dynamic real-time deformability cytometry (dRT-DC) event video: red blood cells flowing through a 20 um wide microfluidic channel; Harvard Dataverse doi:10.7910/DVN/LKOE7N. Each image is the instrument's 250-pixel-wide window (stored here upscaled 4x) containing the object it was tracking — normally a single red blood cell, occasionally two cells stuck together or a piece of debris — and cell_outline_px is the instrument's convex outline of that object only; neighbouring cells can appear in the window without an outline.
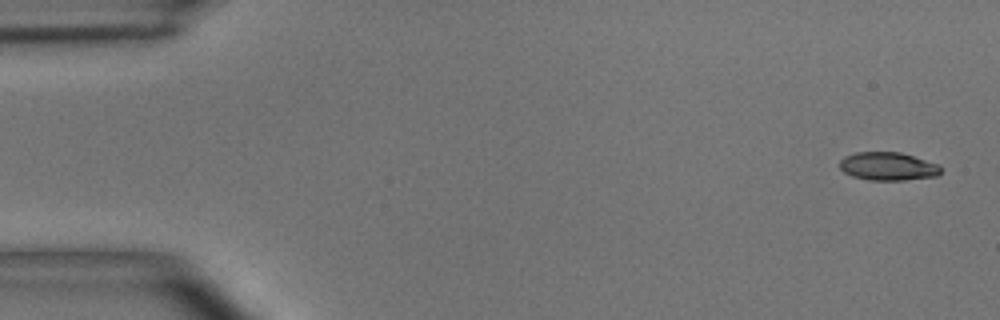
{"species": "common noctule bat (a hibernating species)", "species_latin": "Nyctalus noctula", "temperature_condition": "room temperature", "stored_images_in_passage": 7, "camera_frame_rate_fps": 3000, "um_per_image_px": 0.085, "animal": {"sex": "male", "body_mass_g": 15.6}, "frame": {"image": 1, "passage_image": 1, "time_ms": 0.0, "image_size_px": [1000, 320], "cell_outline_px": [[944, 168], [936, 176], [904, 180], [868, 180], [852, 176], [844, 172], [840, 168], [840, 160], [844, 156], [856, 152], [900, 152], [940, 164]], "centroid_in_image_um": [75.5, 14.13], "position_along_channel_um": 9.5, "area_um2": 16.76}}
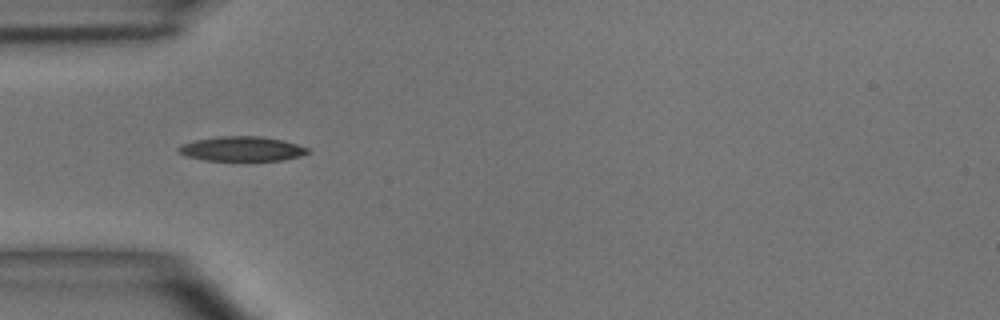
{"frame": {"image": 2, "passage_image": 4, "time_ms": 4.667, "image_size_px": [1000, 320], "cell_outline_px": [[312, 152], [300, 156], [280, 160], [248, 164], [204, 160], [184, 156], [176, 152], [176, 148], [180, 144], [196, 140], [220, 136], [260, 136], [284, 140], [308, 148]], "centroid_in_image_um": [20.53, 12.7], "position_along_channel_um": 64.5, "area_um2": 19.77}}
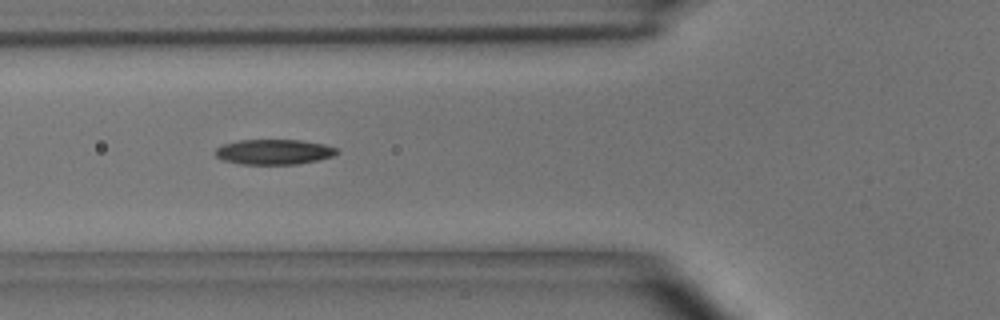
{"frame": {"image": 3, "passage_image": 5, "time_ms": 5.667, "image_size_px": [1000, 320], "cell_outline_px": [[340, 152], [332, 156], [316, 160], [296, 164], [240, 164], [220, 160], [216, 156], [216, 148], [224, 144], [240, 140], [300, 140], [324, 144], [340, 148]], "centroid_in_image_um": [23.3, 12.91], "position_along_channel_um": 102.5, "area_um2": 17.86}}